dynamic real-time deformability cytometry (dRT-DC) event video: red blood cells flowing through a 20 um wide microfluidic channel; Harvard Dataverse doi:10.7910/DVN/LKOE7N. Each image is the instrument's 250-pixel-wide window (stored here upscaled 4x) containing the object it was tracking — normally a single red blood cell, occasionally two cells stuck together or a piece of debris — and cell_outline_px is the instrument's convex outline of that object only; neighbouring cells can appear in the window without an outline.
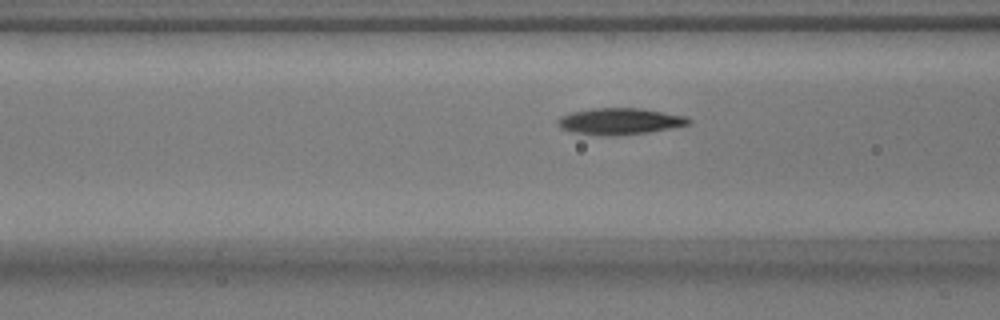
{"species": "common noctule bat (a hibernating species)", "species_latin": "Nyctalus noctula", "temperature_condition": "warm", "stored_images_in_passage": 41, "camera_frame_rate_fps": 3000, "um_per_image_px": 0.085, "animal": {"sex": "male", "body_mass_g": 17.9}, "frame": {"image": 1, "passage_image": 8, "time_ms": 2.333, "image_size_px": [1000, 320], "cell_outline_px": [[692, 124], [648, 132], [616, 136], [600, 136], [572, 132], [560, 128], [556, 124], [556, 120], [560, 116], [572, 112], [592, 108], [640, 108], [688, 116], [692, 120]], "centroid_in_image_um": [52.67, 10.31], "position_along_channel_um": 113.9, "area_um2": 20.52}}
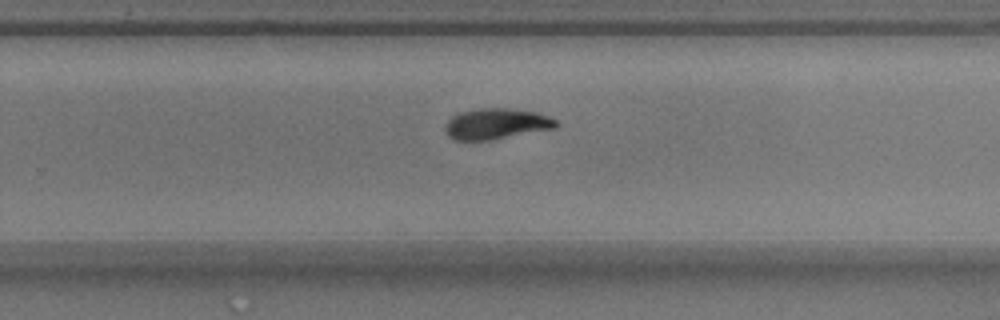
{"frame": {"image": 2, "passage_image": 22, "time_ms": 7.0, "image_size_px": [1000, 320], "cell_outline_px": [[560, 124], [556, 128], [488, 140], [452, 140], [448, 136], [444, 128], [444, 124], [452, 116], [460, 112], [480, 108], [508, 108], [536, 112], [548, 116], [556, 120]], "centroid_in_image_um": [42.17, 10.52], "position_along_channel_um": 287.6, "area_um2": 19.94}}
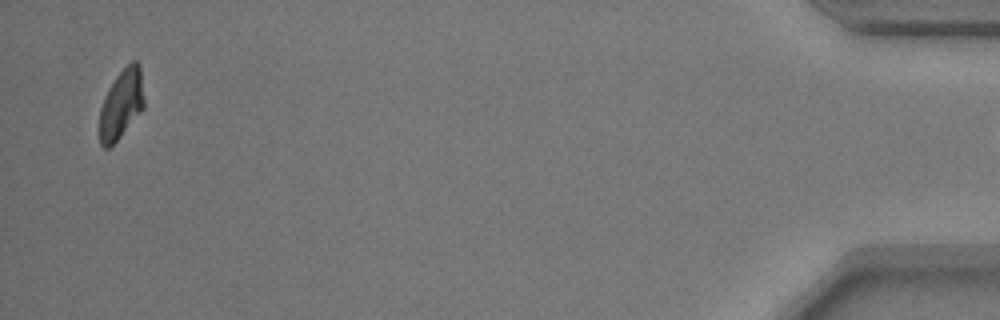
{"frame": {"image": 3, "passage_image": 40, "time_ms": 13.0, "image_size_px": [1000, 320], "cell_outline_px": [[144, 108], [120, 136], [108, 148], [104, 148], [100, 144], [96, 128], [100, 108], [104, 96], [108, 88], [116, 76], [132, 60], [136, 60], [140, 64], [144, 100]], "centroid_in_image_um": [10.26, 8.87], "position_along_channel_um": 424.9, "area_um2": 18.38}}